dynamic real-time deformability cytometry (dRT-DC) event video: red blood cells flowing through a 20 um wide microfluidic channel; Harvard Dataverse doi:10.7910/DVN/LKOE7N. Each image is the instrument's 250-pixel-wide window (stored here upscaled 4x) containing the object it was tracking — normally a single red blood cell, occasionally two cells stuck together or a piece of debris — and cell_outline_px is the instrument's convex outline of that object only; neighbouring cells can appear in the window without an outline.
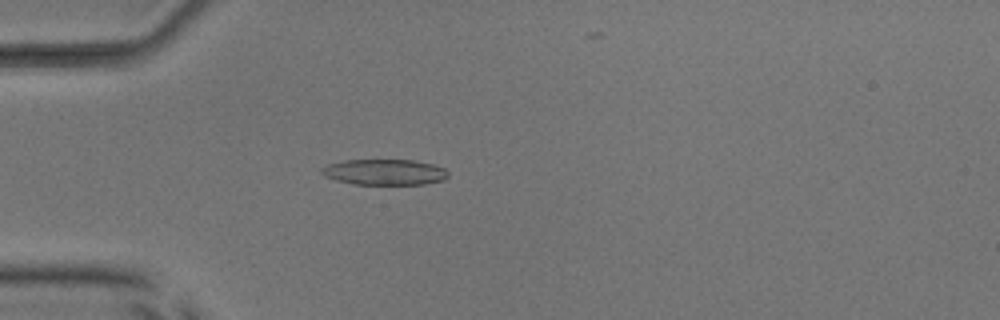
{"species": "common noctule bat (a hibernating species)", "species_latin": "Nyctalus noctula", "temperature_condition": "room temperature", "stored_images_in_passage": 43, "camera_frame_rate_fps": 3000, "um_per_image_px": 0.085, "animal": {"sex": "male", "body_mass_g": 17.9, "forearm_length_mm": 54.2}, "frame": {"image": 1, "passage_image": 12, "time_ms": 3.667, "image_size_px": [1000, 320], "cell_outline_px": [[448, 176], [444, 180], [424, 184], [352, 184], [336, 180], [324, 176], [320, 172], [320, 168], [328, 164], [344, 160], [412, 160], [432, 164], [444, 168], [448, 172]], "centroid_in_image_um": [32.66, 14.63], "position_along_channel_um": 52.3, "area_um2": 19.02}}
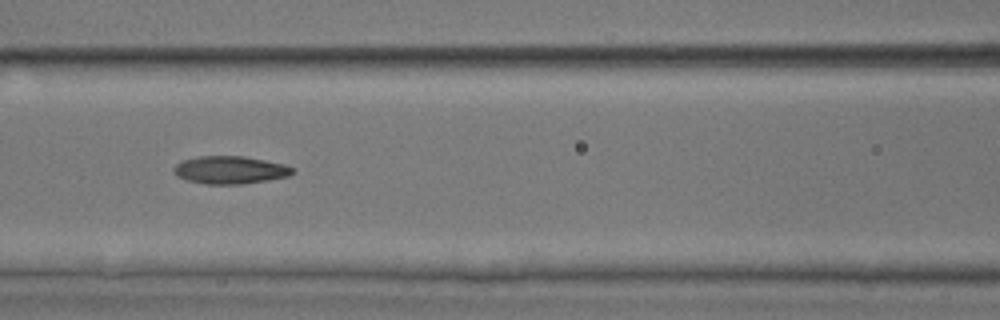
{"frame": {"image": 2, "passage_image": 20, "time_ms": 6.333, "image_size_px": [1000, 320], "cell_outline_px": [[296, 172], [288, 176], [268, 180], [244, 184], [204, 184], [188, 180], [176, 176], [172, 172], [172, 168], [176, 164], [184, 160], [200, 156], [244, 156], [284, 164], [292, 168]], "centroid_in_image_um": [19.54, 14.45], "position_along_channel_um": 147.1, "area_um2": 19.25}}
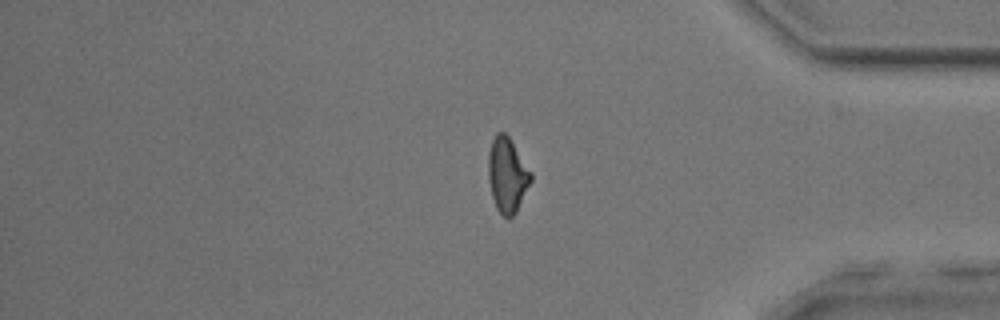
{"frame": {"image": 3, "passage_image": 40, "time_ms": 13.0, "image_size_px": [1000, 320], "cell_outline_px": [[532, 180], [516, 212], [508, 220], [496, 208], [492, 196], [488, 180], [488, 152], [492, 140], [496, 132], [504, 132], [508, 136], [532, 172]], "centroid_in_image_um": [43.11, 14.87], "position_along_channel_um": 392.1, "area_um2": 18.61}, "authors_computed_cell_mechanics": {"area_um2": 18.8428, "velocity_mm_per_s": 4.0056, "shape_relaxation_time_tau1_ms": null, "shape_relaxation_time_tau2_ms": 3.8562, "deformation_change_tau1": null, "deformation_change_tau2": 0.133}}